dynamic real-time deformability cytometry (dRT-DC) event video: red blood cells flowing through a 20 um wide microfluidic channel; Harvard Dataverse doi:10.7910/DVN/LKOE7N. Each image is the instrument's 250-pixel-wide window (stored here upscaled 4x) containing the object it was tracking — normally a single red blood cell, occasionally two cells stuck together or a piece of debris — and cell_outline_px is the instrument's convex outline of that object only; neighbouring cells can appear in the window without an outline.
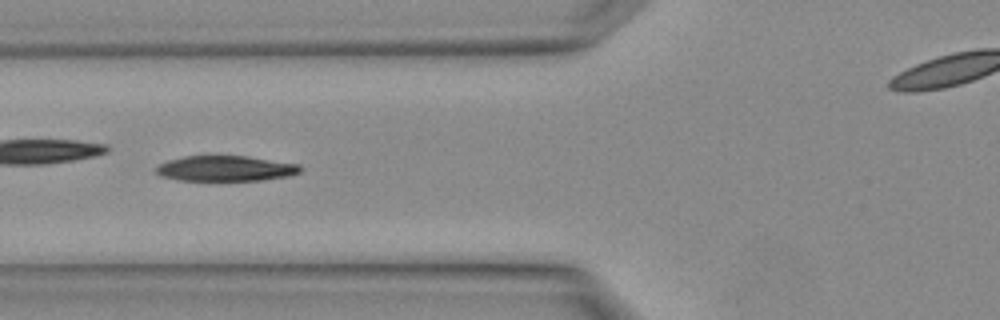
{"species": "Egyptian fruit bat (a non-hibernating species)", "species_latin": "Rousettus aegyptiacus", "temperature_condition": "warm", "stored_images_in_passage": 4, "camera_frame_rate_fps": 3000, "um_per_image_px": 0.085, "animal": {"sex": "female"}, "frame": {"image": 1, "passage_image": 3, "time_ms": 0.667, "image_size_px": [1000, 320], "cell_outline_px": [[304, 168], [300, 172], [292, 176], [264, 180], [176, 180], [160, 176], [156, 172], [156, 168], [160, 164], [168, 160], [184, 156], [248, 156], [300, 164]], "centroid_in_image_um": [19.23, 14.32], "position_along_channel_um": 106.6, "area_um2": 21.56}}
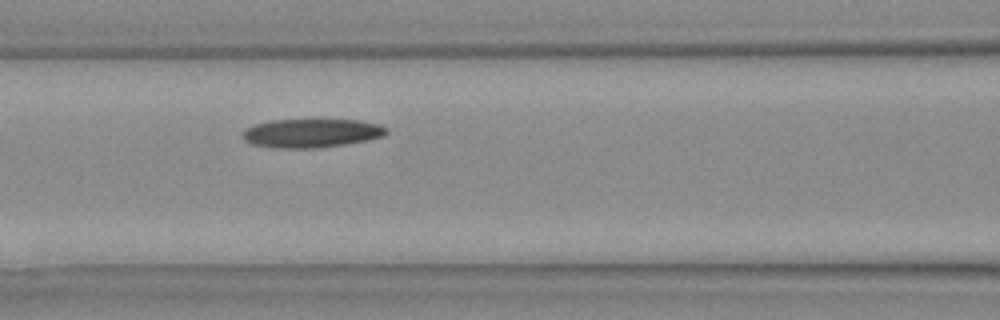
{"frame": {"image": 2, "passage_image": 4, "time_ms": 1.0, "image_size_px": [1000, 320], "cell_outline_px": [[388, 132], [384, 136], [344, 144], [316, 148], [272, 148], [252, 144], [244, 140], [240, 136], [240, 132], [244, 128], [252, 124], [272, 120], [316, 116], [360, 120], [380, 124], [388, 128]], "centroid_in_image_um": [26.42, 11.25], "position_along_channel_um": 140.2, "area_um2": 25.61}}